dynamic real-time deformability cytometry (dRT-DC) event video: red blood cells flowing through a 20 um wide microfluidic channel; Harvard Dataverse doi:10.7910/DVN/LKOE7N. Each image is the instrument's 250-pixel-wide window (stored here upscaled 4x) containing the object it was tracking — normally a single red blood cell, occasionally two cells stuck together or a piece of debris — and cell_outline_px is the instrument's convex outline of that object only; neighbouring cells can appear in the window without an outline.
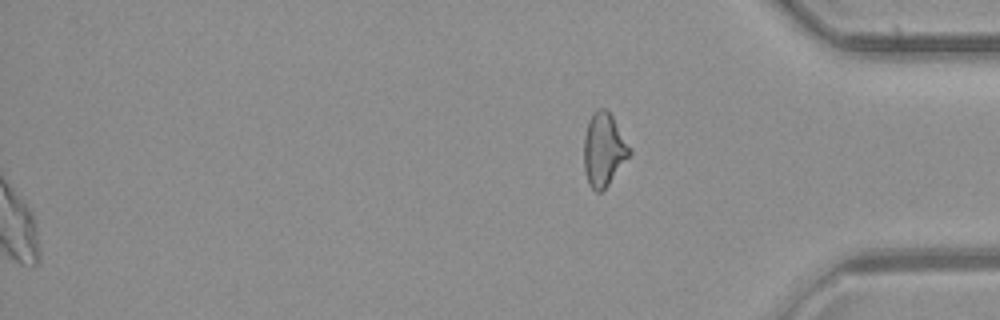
{"species": "common noctule bat (a hibernating species)", "species_latin": "Nyctalus noctula", "temperature_condition": "room temperature", "stored_images_in_passage": 48, "segment_of_instrument_passage": [2, 2], "camera_frame_rate_fps": 3000, "um_per_image_px": 0.085, "animal": {"sex": "female", "body_mass_g": 21.9}, "frame": {"image": 1, "passage_image": 48, "time_ms": 15.667, "image_size_px": [1000, 320], "cell_outline_px": [[632, 152], [608, 184], [600, 192], [596, 192], [588, 184], [584, 168], [584, 136], [588, 120], [596, 108], [604, 108], [612, 116], [632, 148]], "centroid_in_image_um": [51.31, 12.69], "position_along_channel_um": 383.9, "area_um2": 19.42}}